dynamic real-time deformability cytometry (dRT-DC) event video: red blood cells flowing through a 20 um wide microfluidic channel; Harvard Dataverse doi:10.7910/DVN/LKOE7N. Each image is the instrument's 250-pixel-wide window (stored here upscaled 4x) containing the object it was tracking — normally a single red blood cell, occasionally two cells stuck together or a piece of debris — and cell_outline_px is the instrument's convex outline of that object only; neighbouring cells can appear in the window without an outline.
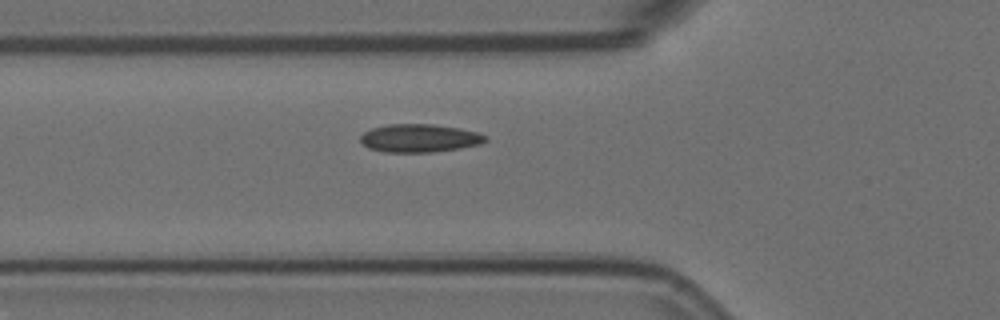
{"species": "Egyptian fruit bat (a non-hibernating species)", "species_latin": "Rousettus aegyptiacus", "temperature_condition": "room temperature", "stored_images_in_passage": 5, "camera_frame_rate_fps": 3000, "um_per_image_px": 0.085, "animal": {"sex": "female"}, "frame": {"image": 1, "passage_image": 5, "time_ms": 1.333, "image_size_px": [1000, 320], "cell_outline_px": [[488, 140], [480, 144], [460, 148], [432, 152], [384, 152], [368, 148], [360, 140], [360, 136], [364, 132], [372, 128], [388, 124], [432, 124], [460, 128], [480, 132], [488, 136]], "centroid_in_image_um": [35.69, 11.74], "position_along_channel_um": 90.1, "area_um2": 20.63}}